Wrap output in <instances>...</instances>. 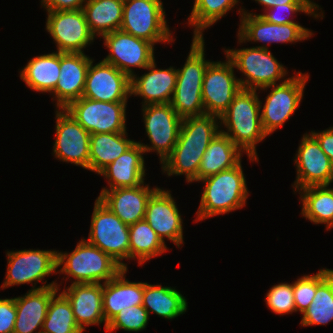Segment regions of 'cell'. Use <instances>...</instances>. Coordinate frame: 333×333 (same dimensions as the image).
<instances>
[{"mask_svg": "<svg viewBox=\"0 0 333 333\" xmlns=\"http://www.w3.org/2000/svg\"><path fill=\"white\" fill-rule=\"evenodd\" d=\"M216 119L220 117L209 114L182 119L178 141L162 164L168 176L185 174L188 182L197 181L202 156L220 132Z\"/></svg>", "mask_w": 333, "mask_h": 333, "instance_id": "6da1fadb", "label": "cell"}, {"mask_svg": "<svg viewBox=\"0 0 333 333\" xmlns=\"http://www.w3.org/2000/svg\"><path fill=\"white\" fill-rule=\"evenodd\" d=\"M261 107L256 90L241 88L219 119L227 128V132H220L242 152L245 150L252 161L258 159L255 145L267 136L261 122Z\"/></svg>", "mask_w": 333, "mask_h": 333, "instance_id": "7a4b0ae2", "label": "cell"}, {"mask_svg": "<svg viewBox=\"0 0 333 333\" xmlns=\"http://www.w3.org/2000/svg\"><path fill=\"white\" fill-rule=\"evenodd\" d=\"M205 188L197 211L196 221L225 214L245 205L248 189L241 161L234 167L202 180Z\"/></svg>", "mask_w": 333, "mask_h": 333, "instance_id": "3957f363", "label": "cell"}, {"mask_svg": "<svg viewBox=\"0 0 333 333\" xmlns=\"http://www.w3.org/2000/svg\"><path fill=\"white\" fill-rule=\"evenodd\" d=\"M203 37H193L191 50L182 69H177V83L172 108L183 119L205 114L202 84L210 61L204 58Z\"/></svg>", "mask_w": 333, "mask_h": 333, "instance_id": "277c9868", "label": "cell"}, {"mask_svg": "<svg viewBox=\"0 0 333 333\" xmlns=\"http://www.w3.org/2000/svg\"><path fill=\"white\" fill-rule=\"evenodd\" d=\"M81 240L73 252H57V268L63 265L60 272L73 277V283H106L123 269L110 255Z\"/></svg>", "mask_w": 333, "mask_h": 333, "instance_id": "5b68a950", "label": "cell"}, {"mask_svg": "<svg viewBox=\"0 0 333 333\" xmlns=\"http://www.w3.org/2000/svg\"><path fill=\"white\" fill-rule=\"evenodd\" d=\"M235 68L246 76L245 80L238 79L242 89L256 90L275 85L286 75L287 70L278 63L265 46L225 50ZM248 78V79H247Z\"/></svg>", "mask_w": 333, "mask_h": 333, "instance_id": "8992f818", "label": "cell"}, {"mask_svg": "<svg viewBox=\"0 0 333 333\" xmlns=\"http://www.w3.org/2000/svg\"><path fill=\"white\" fill-rule=\"evenodd\" d=\"M161 0H124L120 30L155 45L173 41Z\"/></svg>", "mask_w": 333, "mask_h": 333, "instance_id": "52a82bcc", "label": "cell"}, {"mask_svg": "<svg viewBox=\"0 0 333 333\" xmlns=\"http://www.w3.org/2000/svg\"><path fill=\"white\" fill-rule=\"evenodd\" d=\"M87 242L110 255L123 268H127L121 260L129 259V225L98 198L95 201Z\"/></svg>", "mask_w": 333, "mask_h": 333, "instance_id": "ba28073f", "label": "cell"}, {"mask_svg": "<svg viewBox=\"0 0 333 333\" xmlns=\"http://www.w3.org/2000/svg\"><path fill=\"white\" fill-rule=\"evenodd\" d=\"M126 103L81 97L65 110L90 134L126 132Z\"/></svg>", "mask_w": 333, "mask_h": 333, "instance_id": "9c48e42d", "label": "cell"}, {"mask_svg": "<svg viewBox=\"0 0 333 333\" xmlns=\"http://www.w3.org/2000/svg\"><path fill=\"white\" fill-rule=\"evenodd\" d=\"M308 74L297 73L296 76L285 79L279 85H270L262 89L272 87L271 92L266 97V102L262 109L261 122L266 135H270L288 120L295 112L303 97V90Z\"/></svg>", "mask_w": 333, "mask_h": 333, "instance_id": "30bf717a", "label": "cell"}, {"mask_svg": "<svg viewBox=\"0 0 333 333\" xmlns=\"http://www.w3.org/2000/svg\"><path fill=\"white\" fill-rule=\"evenodd\" d=\"M145 130L152 146L141 147L145 152L156 150L160 161H163L172 153L178 141L182 118L172 108L171 103L149 104L143 106Z\"/></svg>", "mask_w": 333, "mask_h": 333, "instance_id": "8fae6325", "label": "cell"}, {"mask_svg": "<svg viewBox=\"0 0 333 333\" xmlns=\"http://www.w3.org/2000/svg\"><path fill=\"white\" fill-rule=\"evenodd\" d=\"M234 65L226 62H211L204 74L202 101L205 114L220 117L229 107L241 86L234 76Z\"/></svg>", "mask_w": 333, "mask_h": 333, "instance_id": "7c38bea8", "label": "cell"}, {"mask_svg": "<svg viewBox=\"0 0 333 333\" xmlns=\"http://www.w3.org/2000/svg\"><path fill=\"white\" fill-rule=\"evenodd\" d=\"M103 38L110 51L103 61L112 64L130 78L135 75L132 66L146 69L155 60L154 44L145 39L120 29L103 35Z\"/></svg>", "mask_w": 333, "mask_h": 333, "instance_id": "4fadbf2b", "label": "cell"}, {"mask_svg": "<svg viewBox=\"0 0 333 333\" xmlns=\"http://www.w3.org/2000/svg\"><path fill=\"white\" fill-rule=\"evenodd\" d=\"M46 22L58 52L83 53V48L94 40L83 9L48 11Z\"/></svg>", "mask_w": 333, "mask_h": 333, "instance_id": "5bb4252c", "label": "cell"}, {"mask_svg": "<svg viewBox=\"0 0 333 333\" xmlns=\"http://www.w3.org/2000/svg\"><path fill=\"white\" fill-rule=\"evenodd\" d=\"M91 60L83 91L87 99L103 102H127L131 96V78L103 60L93 66Z\"/></svg>", "mask_w": 333, "mask_h": 333, "instance_id": "9a60e30c", "label": "cell"}, {"mask_svg": "<svg viewBox=\"0 0 333 333\" xmlns=\"http://www.w3.org/2000/svg\"><path fill=\"white\" fill-rule=\"evenodd\" d=\"M56 111L55 157L89 169L90 133L65 109Z\"/></svg>", "mask_w": 333, "mask_h": 333, "instance_id": "2e32d148", "label": "cell"}, {"mask_svg": "<svg viewBox=\"0 0 333 333\" xmlns=\"http://www.w3.org/2000/svg\"><path fill=\"white\" fill-rule=\"evenodd\" d=\"M7 274L2 289L19 284L41 281L57 269V251L19 250L8 251Z\"/></svg>", "mask_w": 333, "mask_h": 333, "instance_id": "e0dca14e", "label": "cell"}, {"mask_svg": "<svg viewBox=\"0 0 333 333\" xmlns=\"http://www.w3.org/2000/svg\"><path fill=\"white\" fill-rule=\"evenodd\" d=\"M295 157L297 178L295 190L333 182V164L311 134H305Z\"/></svg>", "mask_w": 333, "mask_h": 333, "instance_id": "ac0fdd59", "label": "cell"}, {"mask_svg": "<svg viewBox=\"0 0 333 333\" xmlns=\"http://www.w3.org/2000/svg\"><path fill=\"white\" fill-rule=\"evenodd\" d=\"M243 12L241 17V25L239 27V41H261L266 43L272 42H297L305 40L313 35V33L299 25L292 24H275L263 19L259 14Z\"/></svg>", "mask_w": 333, "mask_h": 333, "instance_id": "d6986e66", "label": "cell"}, {"mask_svg": "<svg viewBox=\"0 0 333 333\" xmlns=\"http://www.w3.org/2000/svg\"><path fill=\"white\" fill-rule=\"evenodd\" d=\"M169 191L158 188L149 198L144 219L163 242L164 237L178 248L183 243L182 218Z\"/></svg>", "mask_w": 333, "mask_h": 333, "instance_id": "ffe728a7", "label": "cell"}, {"mask_svg": "<svg viewBox=\"0 0 333 333\" xmlns=\"http://www.w3.org/2000/svg\"><path fill=\"white\" fill-rule=\"evenodd\" d=\"M91 60L84 53L60 52V75L52 92L58 108L65 109L72 101L83 96Z\"/></svg>", "mask_w": 333, "mask_h": 333, "instance_id": "44dd1931", "label": "cell"}, {"mask_svg": "<svg viewBox=\"0 0 333 333\" xmlns=\"http://www.w3.org/2000/svg\"><path fill=\"white\" fill-rule=\"evenodd\" d=\"M143 185L101 190L98 199L125 224L131 225L144 219L148 200L158 189Z\"/></svg>", "mask_w": 333, "mask_h": 333, "instance_id": "7402d4cb", "label": "cell"}, {"mask_svg": "<svg viewBox=\"0 0 333 333\" xmlns=\"http://www.w3.org/2000/svg\"><path fill=\"white\" fill-rule=\"evenodd\" d=\"M58 287L55 282L32 287L25 296L14 298L17 317L13 333H34L39 327L41 330L37 333L42 332L49 302Z\"/></svg>", "mask_w": 333, "mask_h": 333, "instance_id": "603a6c76", "label": "cell"}, {"mask_svg": "<svg viewBox=\"0 0 333 333\" xmlns=\"http://www.w3.org/2000/svg\"><path fill=\"white\" fill-rule=\"evenodd\" d=\"M69 300L76 324L84 331L85 325L107 323L103 312V285L101 283H72L62 292Z\"/></svg>", "mask_w": 333, "mask_h": 333, "instance_id": "cb8c5ba5", "label": "cell"}, {"mask_svg": "<svg viewBox=\"0 0 333 333\" xmlns=\"http://www.w3.org/2000/svg\"><path fill=\"white\" fill-rule=\"evenodd\" d=\"M155 68L154 60L146 68L150 72L143 74L140 78L136 75L131 78V95L142 96L144 98L143 106L171 103L174 95L177 69L173 67L166 70Z\"/></svg>", "mask_w": 333, "mask_h": 333, "instance_id": "d4e9b609", "label": "cell"}, {"mask_svg": "<svg viewBox=\"0 0 333 333\" xmlns=\"http://www.w3.org/2000/svg\"><path fill=\"white\" fill-rule=\"evenodd\" d=\"M144 149L140 142H135L115 161L105 167L99 174L108 179L110 189L136 187L144 183Z\"/></svg>", "mask_w": 333, "mask_h": 333, "instance_id": "484cf974", "label": "cell"}, {"mask_svg": "<svg viewBox=\"0 0 333 333\" xmlns=\"http://www.w3.org/2000/svg\"><path fill=\"white\" fill-rule=\"evenodd\" d=\"M126 272L127 268H123L113 279L103 283V312L106 323L120 310L142 305L144 283L126 280Z\"/></svg>", "mask_w": 333, "mask_h": 333, "instance_id": "4316f807", "label": "cell"}, {"mask_svg": "<svg viewBox=\"0 0 333 333\" xmlns=\"http://www.w3.org/2000/svg\"><path fill=\"white\" fill-rule=\"evenodd\" d=\"M241 152L228 136L219 132L202 156L197 181L236 166L241 161Z\"/></svg>", "mask_w": 333, "mask_h": 333, "instance_id": "83f0119b", "label": "cell"}, {"mask_svg": "<svg viewBox=\"0 0 333 333\" xmlns=\"http://www.w3.org/2000/svg\"><path fill=\"white\" fill-rule=\"evenodd\" d=\"M126 134V132L91 134L89 170L99 174L129 149L135 141L127 139Z\"/></svg>", "mask_w": 333, "mask_h": 333, "instance_id": "f1b7e54d", "label": "cell"}, {"mask_svg": "<svg viewBox=\"0 0 333 333\" xmlns=\"http://www.w3.org/2000/svg\"><path fill=\"white\" fill-rule=\"evenodd\" d=\"M20 77L36 92H53L60 75V52L40 55L31 59L20 71Z\"/></svg>", "mask_w": 333, "mask_h": 333, "instance_id": "f546056e", "label": "cell"}, {"mask_svg": "<svg viewBox=\"0 0 333 333\" xmlns=\"http://www.w3.org/2000/svg\"><path fill=\"white\" fill-rule=\"evenodd\" d=\"M123 6L124 0H86L83 11L91 33L103 36L119 30Z\"/></svg>", "mask_w": 333, "mask_h": 333, "instance_id": "4dcf8cb0", "label": "cell"}, {"mask_svg": "<svg viewBox=\"0 0 333 333\" xmlns=\"http://www.w3.org/2000/svg\"><path fill=\"white\" fill-rule=\"evenodd\" d=\"M333 320V270L317 273V289L312 303L304 311L302 326L325 325Z\"/></svg>", "mask_w": 333, "mask_h": 333, "instance_id": "1f68e13d", "label": "cell"}, {"mask_svg": "<svg viewBox=\"0 0 333 333\" xmlns=\"http://www.w3.org/2000/svg\"><path fill=\"white\" fill-rule=\"evenodd\" d=\"M143 307L165 319H174L187 310V300L175 288L144 283Z\"/></svg>", "mask_w": 333, "mask_h": 333, "instance_id": "d6a6232c", "label": "cell"}, {"mask_svg": "<svg viewBox=\"0 0 333 333\" xmlns=\"http://www.w3.org/2000/svg\"><path fill=\"white\" fill-rule=\"evenodd\" d=\"M327 185L308 186L300 189L303 203L302 216L315 224L325 223L327 229L333 227V188Z\"/></svg>", "mask_w": 333, "mask_h": 333, "instance_id": "836d02e7", "label": "cell"}, {"mask_svg": "<svg viewBox=\"0 0 333 333\" xmlns=\"http://www.w3.org/2000/svg\"><path fill=\"white\" fill-rule=\"evenodd\" d=\"M129 259L137 258L139 265L167 250L165 242L143 219L129 225Z\"/></svg>", "mask_w": 333, "mask_h": 333, "instance_id": "e575fe53", "label": "cell"}, {"mask_svg": "<svg viewBox=\"0 0 333 333\" xmlns=\"http://www.w3.org/2000/svg\"><path fill=\"white\" fill-rule=\"evenodd\" d=\"M55 293L48 305L42 333H83L75 322L72 306L67 297Z\"/></svg>", "mask_w": 333, "mask_h": 333, "instance_id": "d590c367", "label": "cell"}, {"mask_svg": "<svg viewBox=\"0 0 333 333\" xmlns=\"http://www.w3.org/2000/svg\"><path fill=\"white\" fill-rule=\"evenodd\" d=\"M237 2L238 0H195L191 15L188 18L189 24L196 27L194 37H203L204 28L206 29L217 22Z\"/></svg>", "mask_w": 333, "mask_h": 333, "instance_id": "8d00e7d4", "label": "cell"}, {"mask_svg": "<svg viewBox=\"0 0 333 333\" xmlns=\"http://www.w3.org/2000/svg\"><path fill=\"white\" fill-rule=\"evenodd\" d=\"M149 319L148 311L143 305H135L120 310L108 323L106 331L116 329L138 332L145 329Z\"/></svg>", "mask_w": 333, "mask_h": 333, "instance_id": "74e56055", "label": "cell"}, {"mask_svg": "<svg viewBox=\"0 0 333 333\" xmlns=\"http://www.w3.org/2000/svg\"><path fill=\"white\" fill-rule=\"evenodd\" d=\"M267 306L276 314H287L296 311L293 284L280 283L271 287L266 295Z\"/></svg>", "mask_w": 333, "mask_h": 333, "instance_id": "f35d334b", "label": "cell"}, {"mask_svg": "<svg viewBox=\"0 0 333 333\" xmlns=\"http://www.w3.org/2000/svg\"><path fill=\"white\" fill-rule=\"evenodd\" d=\"M317 289V274L304 275L293 283V295L296 311L302 314L312 303Z\"/></svg>", "mask_w": 333, "mask_h": 333, "instance_id": "ab89813d", "label": "cell"}, {"mask_svg": "<svg viewBox=\"0 0 333 333\" xmlns=\"http://www.w3.org/2000/svg\"><path fill=\"white\" fill-rule=\"evenodd\" d=\"M316 8L319 9V6L316 4H284V5H277L275 7L267 9L268 12L265 11V14H259L263 19L270 23L275 24H292L296 23L292 20H289L288 18L282 17L281 15L276 14L277 11H286L290 14L296 13V12H304L306 14L314 15V17L318 18L319 14H316ZM275 11V12H273Z\"/></svg>", "mask_w": 333, "mask_h": 333, "instance_id": "60d3db41", "label": "cell"}, {"mask_svg": "<svg viewBox=\"0 0 333 333\" xmlns=\"http://www.w3.org/2000/svg\"><path fill=\"white\" fill-rule=\"evenodd\" d=\"M16 317L15 299H0V333H13Z\"/></svg>", "mask_w": 333, "mask_h": 333, "instance_id": "b9f144b4", "label": "cell"}, {"mask_svg": "<svg viewBox=\"0 0 333 333\" xmlns=\"http://www.w3.org/2000/svg\"><path fill=\"white\" fill-rule=\"evenodd\" d=\"M86 0H42L41 3L48 11L81 10Z\"/></svg>", "mask_w": 333, "mask_h": 333, "instance_id": "7bdbcfd3", "label": "cell"}, {"mask_svg": "<svg viewBox=\"0 0 333 333\" xmlns=\"http://www.w3.org/2000/svg\"><path fill=\"white\" fill-rule=\"evenodd\" d=\"M310 134L317 140L321 149L325 152L333 164V127L319 133L312 131Z\"/></svg>", "mask_w": 333, "mask_h": 333, "instance_id": "ee69618b", "label": "cell"}, {"mask_svg": "<svg viewBox=\"0 0 333 333\" xmlns=\"http://www.w3.org/2000/svg\"><path fill=\"white\" fill-rule=\"evenodd\" d=\"M255 1H257L261 5H264L266 7L265 11L277 5H284V4H316L311 2L310 0H255Z\"/></svg>", "mask_w": 333, "mask_h": 333, "instance_id": "f6af8a7d", "label": "cell"}]
</instances>
